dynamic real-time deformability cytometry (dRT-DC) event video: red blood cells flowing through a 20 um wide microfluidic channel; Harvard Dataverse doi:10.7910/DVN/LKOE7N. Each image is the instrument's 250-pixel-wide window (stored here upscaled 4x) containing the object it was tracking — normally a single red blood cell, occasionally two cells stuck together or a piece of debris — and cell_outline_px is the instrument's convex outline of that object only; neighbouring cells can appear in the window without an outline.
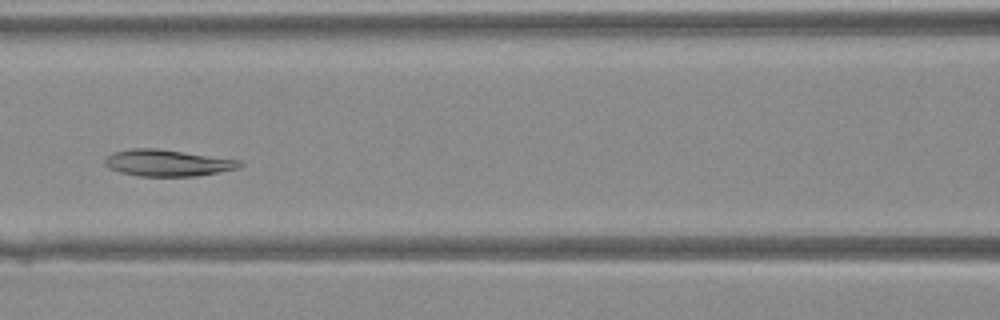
{"species": "Egyptian fruit bat (a non-hibernating species)", "species_latin": "Rousettus aegyptiacus", "temperature_condition": "warm", "stored_images_in_passage": 27, "camera_frame_rate_fps": 3000, "um_per_image_px": 0.085, "animal": {"sex": "female"}, "frame": {"image": 1, "passage_image": 10, "time_ms": 3.0, "image_size_px": [1000, 320], "cell_outline_px": [[244, 164], [240, 168], [196, 176], [140, 176], [120, 172], [108, 168], [104, 164], [104, 160], [108, 156], [116, 152], [132, 148], [156, 148], [240, 160]], "centroid_in_image_um": [14.25, 13.85], "position_along_channel_um": 152.4, "area_um2": 20.75}}
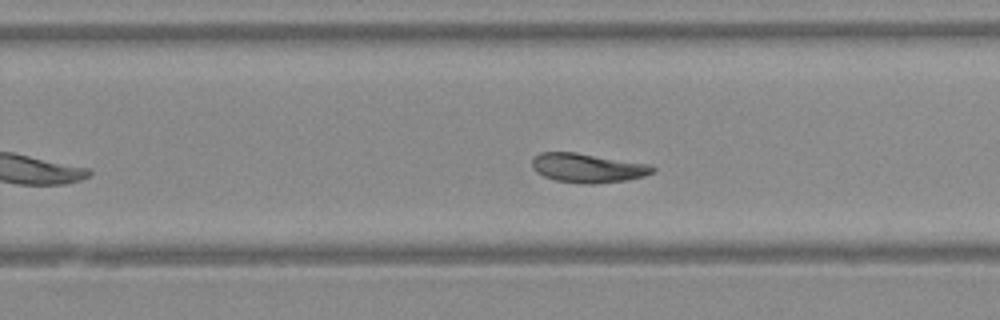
{"frame": {"image": 2, "passage_image": 18, "time_ms": 5.667, "image_size_px": [1000, 320], "cell_outline_px": [[656, 172], [644, 176], [628, 180], [596, 184], [580, 184], [556, 180], [544, 176], [536, 172], [532, 168], [532, 160], [540, 152], [576, 152], [652, 164], [656, 168]], "centroid_in_image_um": [50.01, 14.28], "position_along_channel_um": 279.8, "area_um2": 20.87}}
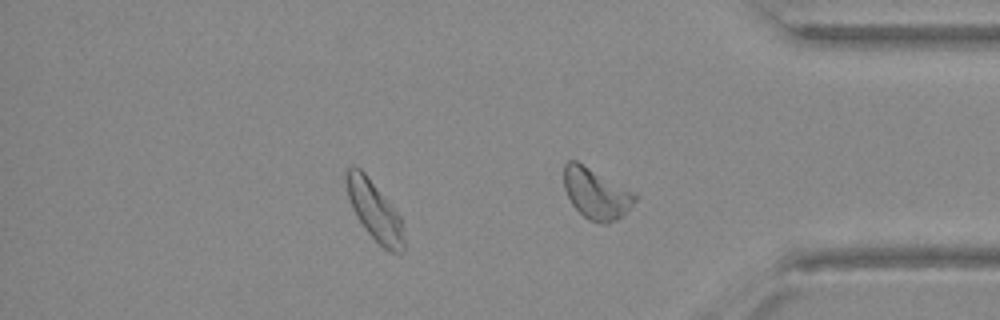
{"frame": {"image": 3, "passage_image": 25, "time_ms": 8.0, "image_size_px": [1000, 320], "cell_outline_px": [[404, 252], [388, 252], [364, 228], [356, 216], [352, 208], [348, 196], [344, 176], [344, 172], [352, 164], [360, 168], [364, 172], [400, 216], [404, 240]], "centroid_in_image_um": [31.8, 17.89], "position_along_channel_um": 403.4, "area_um2": 19.65}}